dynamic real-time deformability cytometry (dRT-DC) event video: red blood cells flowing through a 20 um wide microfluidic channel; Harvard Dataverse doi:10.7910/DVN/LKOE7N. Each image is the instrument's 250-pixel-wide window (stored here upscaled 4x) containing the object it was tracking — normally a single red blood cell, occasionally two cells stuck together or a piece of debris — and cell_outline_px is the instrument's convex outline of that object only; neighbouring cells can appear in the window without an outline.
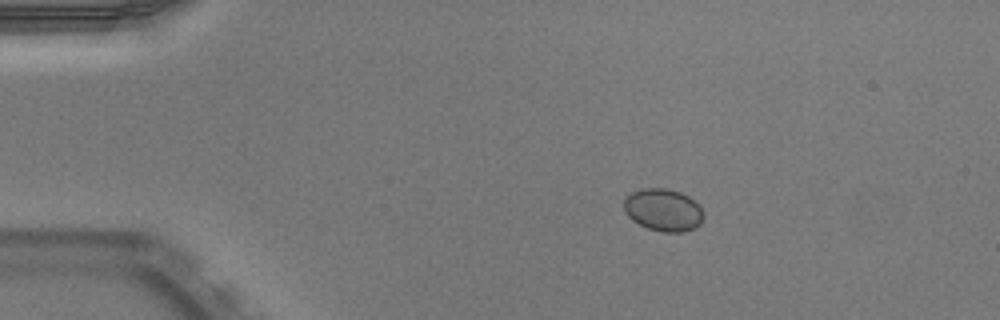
{"species": "Egyptian fruit bat (a non-hibernating species)", "species_latin": "Rousettus aegyptiacus", "temperature_condition": "warm", "stored_images_in_passage": 11, "camera_frame_rate_fps": 3000, "um_per_image_px": 0.085, "animal": {"sex": "male"}, "frame": {"image": 1, "passage_image": 10, "time_ms": 3.0, "image_size_px": [1000, 320], "cell_outline_px": [[704, 216], [700, 224], [692, 228], [680, 232], [664, 232], [648, 228], [632, 220], [624, 212], [624, 200], [632, 192], [640, 188], [668, 188], [680, 192], [688, 196], [700, 208]], "centroid_in_image_um": [56.34, 17.83], "position_along_channel_um": 28.7, "area_um2": 19.48}}